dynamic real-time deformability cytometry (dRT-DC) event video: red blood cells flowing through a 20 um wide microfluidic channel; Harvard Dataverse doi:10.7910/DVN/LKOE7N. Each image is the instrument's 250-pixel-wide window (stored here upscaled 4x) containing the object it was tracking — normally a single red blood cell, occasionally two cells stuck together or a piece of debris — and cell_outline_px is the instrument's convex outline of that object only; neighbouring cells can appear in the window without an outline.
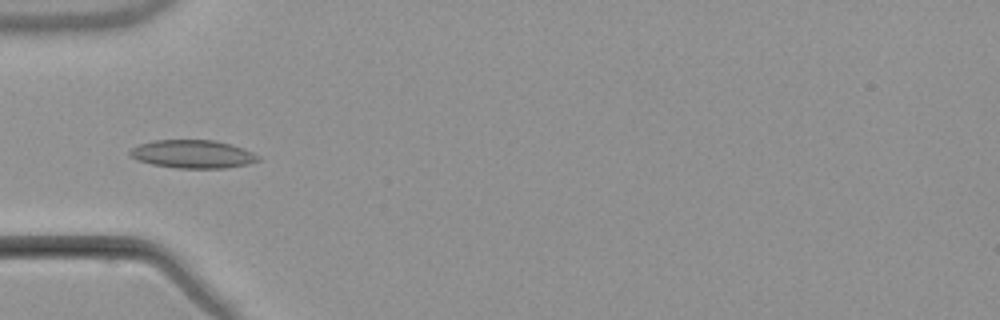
{"species": "common noctule bat (a hibernating species)", "species_latin": "Nyctalus noctula", "temperature_condition": "warm", "stored_images_in_passage": 5, "camera_frame_rate_fps": 3000, "um_per_image_px": 0.085, "animal": {"sex": "male", "body_mass_g": 21.5, "forearm_length_mm": 52.0}, "frame": {"image": 1, "passage_image": 4, "time_ms": 3.667, "image_size_px": [1000, 320], "cell_outline_px": [[260, 160], [248, 164], [224, 168], [176, 168], [152, 164], [136, 160], [128, 156], [128, 152], [132, 148], [140, 144], [152, 140], [216, 140], [232, 144], [244, 148], [260, 156]], "centroid_in_image_um": [16.37, 13.09], "position_along_channel_um": 68.6, "area_um2": 21.27}}
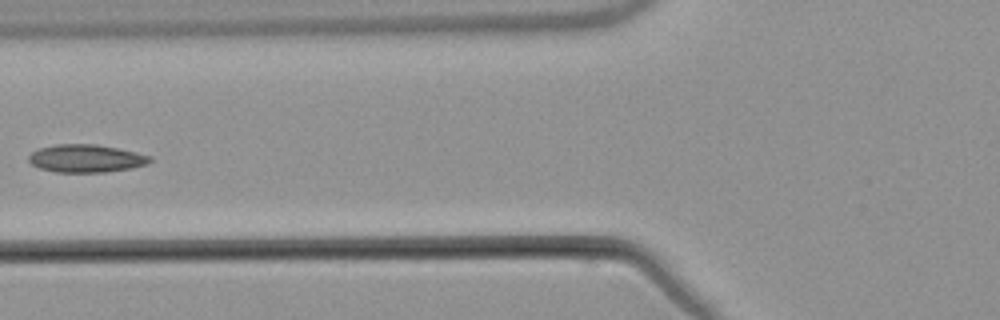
{"frame": {"image": 2, "passage_image": 5, "time_ms": 5.0, "image_size_px": [1000, 320], "cell_outline_px": [[152, 160], [148, 164], [132, 168], [104, 172], [56, 172], [40, 168], [32, 164], [28, 160], [28, 156], [32, 152], [40, 148], [56, 144], [96, 144], [136, 152], [152, 156]], "centroid_in_image_um": [7.33, 13.47], "position_along_channel_um": 118.5, "area_um2": 19.65}}